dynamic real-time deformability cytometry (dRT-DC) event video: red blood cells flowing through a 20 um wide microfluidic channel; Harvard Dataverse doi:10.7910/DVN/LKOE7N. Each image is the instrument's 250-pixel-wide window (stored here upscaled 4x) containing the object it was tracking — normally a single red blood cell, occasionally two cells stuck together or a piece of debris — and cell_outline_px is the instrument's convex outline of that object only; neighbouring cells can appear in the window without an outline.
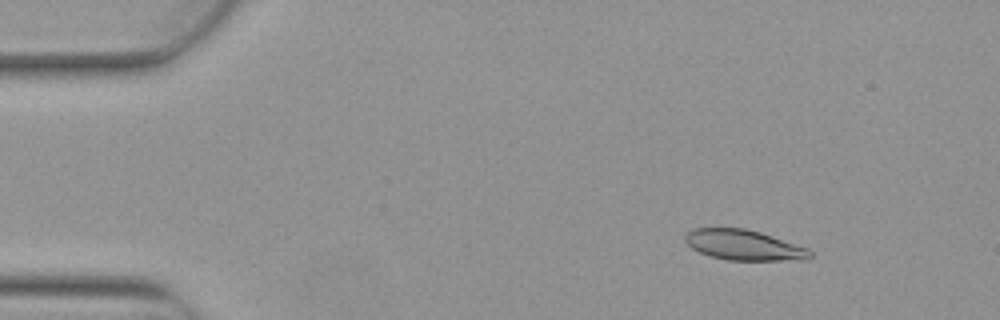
{"species": "Egyptian fruit bat (a non-hibernating species)", "species_latin": "Rousettus aegyptiacus", "temperature_condition": "warm", "stored_images_in_passage": 5, "camera_frame_rate_fps": 3000, "um_per_image_px": 0.085, "animal": {"sex": "female"}, "frame": {"image": 1, "passage_image": 2, "time_ms": 0.333, "image_size_px": [1000, 320], "cell_outline_px": [[812, 256], [808, 260], [728, 260], [708, 256], [692, 248], [684, 240], [684, 236], [692, 228], [744, 228], [760, 232], [808, 248], [812, 252]], "centroid_in_image_um": [63.23, 20.83], "position_along_channel_um": 21.8, "area_um2": 22.14}}